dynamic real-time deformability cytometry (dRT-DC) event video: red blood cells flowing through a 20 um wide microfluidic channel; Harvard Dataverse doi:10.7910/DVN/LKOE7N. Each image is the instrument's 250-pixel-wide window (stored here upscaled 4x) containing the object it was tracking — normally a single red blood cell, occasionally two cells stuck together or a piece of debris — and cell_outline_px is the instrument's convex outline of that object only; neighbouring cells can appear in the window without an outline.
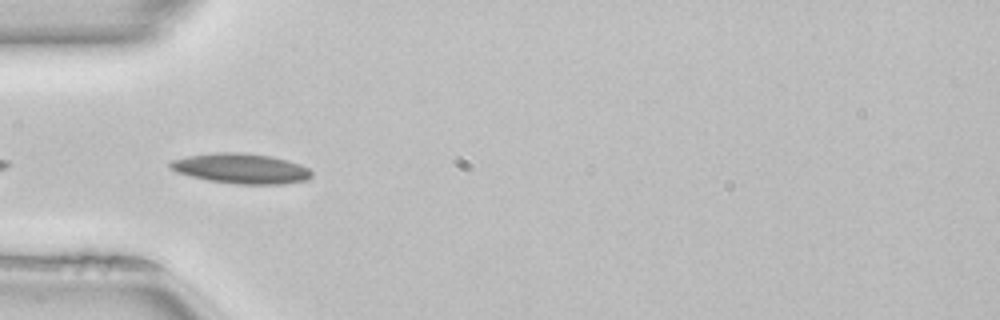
{"species": "common noctule bat (a hibernating species)", "species_latin": "Nyctalus noctula", "temperature_condition": "room temperature", "stored_images_in_passage": 9, "camera_frame_rate_fps": 3000, "um_per_image_px": 0.085, "animal": {"sex": "female", "body_mass_g": 22.7, "forearm_length_mm": 54.2}, "frame": {"image": 1, "passage_image": 2, "time_ms": 0.333, "image_size_px": [1000, 320], "cell_outline_px": [[312, 176], [308, 180], [284, 184], [236, 184], [208, 180], [176, 172], [168, 168], [168, 164], [172, 160], [188, 156], [216, 152], [240, 152], [272, 156], [288, 160], [300, 164], [308, 168], [312, 172]], "centroid_in_image_um": [20.51, 14.32], "position_along_channel_um": 64.5, "area_um2": 24.97}}